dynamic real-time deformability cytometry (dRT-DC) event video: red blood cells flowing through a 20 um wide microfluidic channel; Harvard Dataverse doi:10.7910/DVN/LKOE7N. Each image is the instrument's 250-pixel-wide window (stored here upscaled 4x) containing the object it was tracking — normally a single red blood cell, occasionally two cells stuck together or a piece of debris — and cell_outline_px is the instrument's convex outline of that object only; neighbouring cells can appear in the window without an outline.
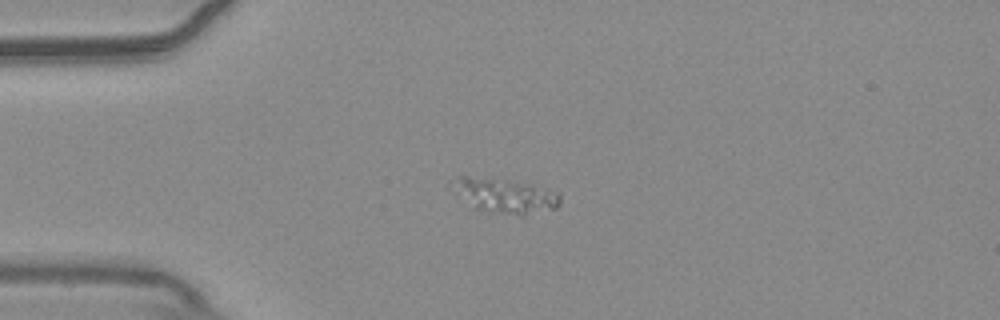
{"species": "common noctule bat (a hibernating species)", "species_latin": "Nyctalus noctula", "temperature_condition": "warm", "stored_images_in_passage": 43, "camera_frame_rate_fps": 3000, "um_per_image_px": 0.085, "animal": {"sex": "male", "body_mass_g": 20.4}, "frame": {"image": 1, "passage_image": 1, "time_ms": 0.0, "image_size_px": [1000, 320], "cell_outline_px": [[560, 204], [556, 208], [524, 216], [520, 216], [476, 208], [456, 192], [448, 184], [448, 180], [456, 176], [468, 176], [508, 180], [532, 184], [548, 188], [560, 192]], "centroid_in_image_um": [42.95, 16.6], "position_along_channel_um": 42.0, "area_um2": 21.85}}
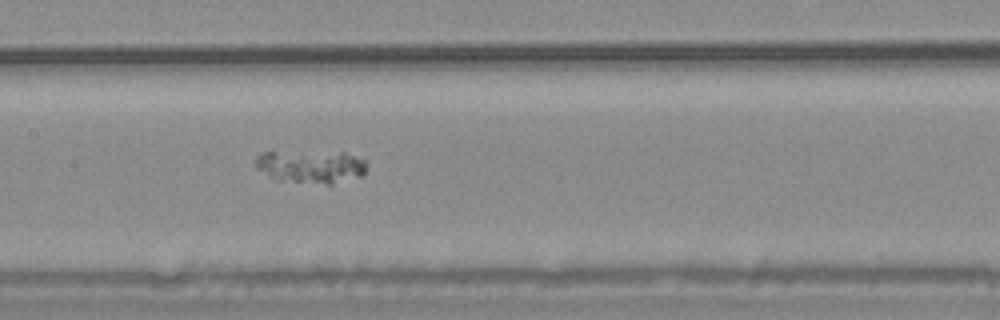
{"frame": {"image": 2, "passage_image": 15, "time_ms": 4.667, "image_size_px": [1000, 320], "cell_outline_px": [[364, 176], [332, 184], [328, 184], [276, 180], [268, 176], [256, 168], [256, 156], [264, 152], [344, 152], [364, 160]], "centroid_in_image_um": [26.41, 14.17], "position_along_channel_um": 181.0, "area_um2": 21.21}}
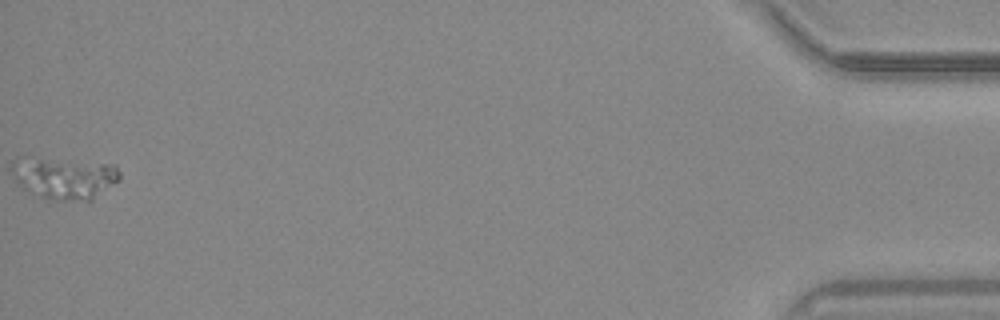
{"frame": {"image": 3, "passage_image": 43, "time_ms": 14.0, "image_size_px": [1000, 320], "cell_outline_px": [[120, 180], [92, 200], [48, 200], [28, 192], [12, 176], [12, 160], [40, 160], [116, 164], [120, 172]], "centroid_in_image_um": [5.53, 15.19], "position_along_channel_um": 429.7, "area_um2": 25.43}}